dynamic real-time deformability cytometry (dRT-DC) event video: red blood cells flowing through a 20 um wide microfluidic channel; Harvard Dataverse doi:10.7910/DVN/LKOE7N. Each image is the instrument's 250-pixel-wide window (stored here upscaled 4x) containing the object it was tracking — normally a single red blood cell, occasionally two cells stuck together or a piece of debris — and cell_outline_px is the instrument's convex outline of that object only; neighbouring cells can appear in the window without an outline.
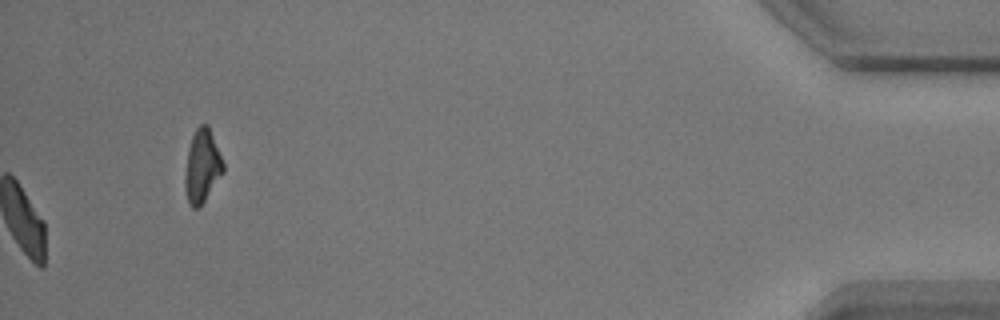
{"species": "common noctule bat (a hibernating species)", "species_latin": "Nyctalus noctula", "temperature_condition": "warm", "stored_images_in_passage": 52, "camera_frame_rate_fps": 3000, "um_per_image_px": 0.085, "animal": {"sex": "male", "body_mass_g": 17.9}, "frame": {"image": 1, "passage_image": 52, "time_ms": 17.0, "image_size_px": [1000, 320], "cell_outline_px": [[224, 172], [200, 208], [192, 208], [188, 204], [184, 188], [184, 172], [188, 148], [192, 136], [196, 128], [200, 124], [208, 124], [224, 164]], "centroid_in_image_um": [17.16, 14.16], "position_along_channel_um": 418.0, "area_um2": 16.59}, "authors_computed_cell_mechanics": {"area_um2": 19.5942, "velocity_mm_per_s": 3.4702, "shape_relaxation_time_tau1_ms": 3.3387, "shape_relaxation_time_tau2_ms": 2.291, "deformation_change_tau1": 0.1161, "deformation_change_tau2": 0.0717}}